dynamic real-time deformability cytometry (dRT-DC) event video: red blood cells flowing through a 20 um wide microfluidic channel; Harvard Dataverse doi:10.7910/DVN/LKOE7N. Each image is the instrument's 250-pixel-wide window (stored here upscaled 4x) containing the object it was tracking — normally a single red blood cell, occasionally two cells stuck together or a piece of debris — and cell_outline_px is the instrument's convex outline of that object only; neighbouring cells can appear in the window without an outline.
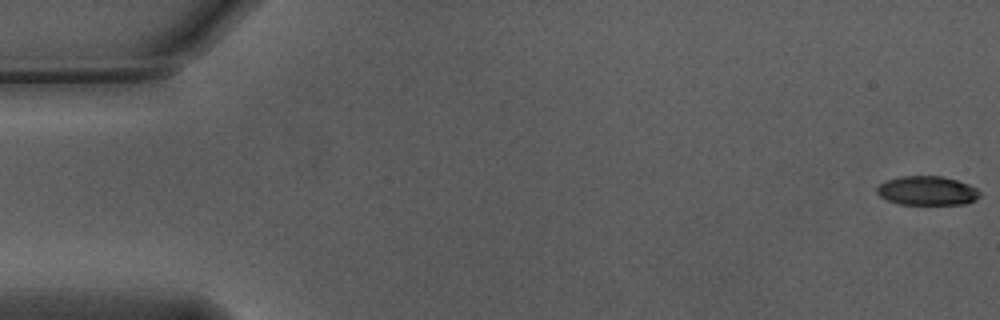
{"species": "Egyptian fruit bat (a non-hibernating species)", "species_latin": "Rousettus aegyptiacus", "temperature_condition": "warm", "stored_images_in_passage": 19, "camera_frame_rate_fps": 3000, "um_per_image_px": 0.085, "animal": {"sex": "male"}, "frame": {"image": 1, "passage_image": 1, "time_ms": 0.0, "image_size_px": [1000, 320], "cell_outline_px": [[980, 196], [976, 200], [964, 204], [900, 204], [888, 200], [880, 196], [876, 192], [876, 188], [880, 184], [888, 180], [900, 176], [940, 176], [956, 180], [968, 184], [976, 188], [980, 192]], "centroid_in_image_um": [78.82, 16.21], "position_along_channel_um": 6.2, "area_um2": 17.34}}
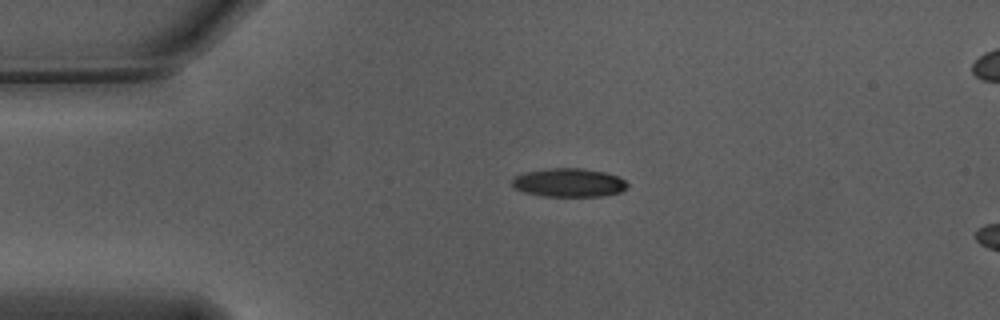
{"frame": {"image": 2, "passage_image": 13, "time_ms": 4.0, "image_size_px": [1000, 320], "cell_outline_px": [[628, 188], [620, 192], [604, 196], [544, 196], [524, 192], [516, 188], [512, 184], [512, 180], [516, 176], [524, 172], [548, 168], [580, 168], [604, 172], [620, 176], [628, 184]], "centroid_in_image_um": [48.39, 15.52], "position_along_channel_um": 36.6, "area_um2": 19.25}}